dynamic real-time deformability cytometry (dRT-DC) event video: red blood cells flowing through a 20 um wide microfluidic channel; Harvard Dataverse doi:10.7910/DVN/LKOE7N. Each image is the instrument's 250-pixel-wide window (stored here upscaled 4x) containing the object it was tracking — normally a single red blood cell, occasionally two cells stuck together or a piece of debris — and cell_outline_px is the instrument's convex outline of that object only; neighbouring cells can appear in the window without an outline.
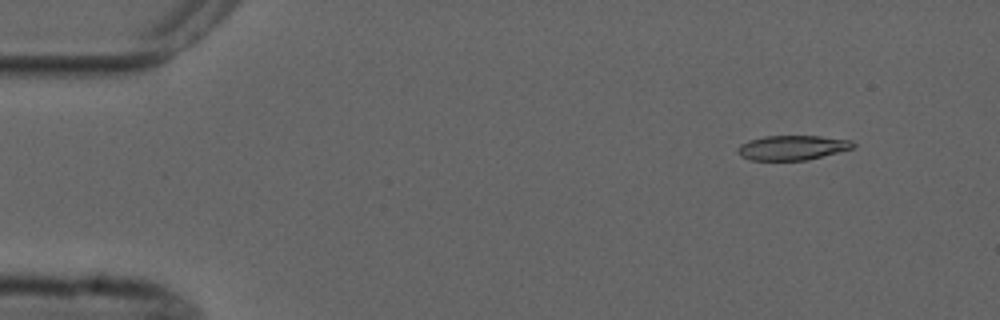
{"species": "common noctule bat (a hibernating species)", "species_latin": "Nyctalus noctula", "temperature_condition": "cold", "stored_images_in_passage": 5, "camera_frame_rate_fps": 3000, "um_per_image_px": 0.085, "animal": {"sex": "male", "forearm_length_mm": 52.5}, "frame": {"image": 1, "passage_image": 1, "time_ms": 0.0, "image_size_px": [1000, 320], "cell_outline_px": [[856, 144], [852, 148], [808, 160], [752, 160], [740, 156], [736, 152], [740, 144], [748, 140], [764, 136], [820, 136], [852, 140]], "centroid_in_image_um": [67.32, 12.55], "position_along_channel_um": 17.7, "area_um2": 16.59}}
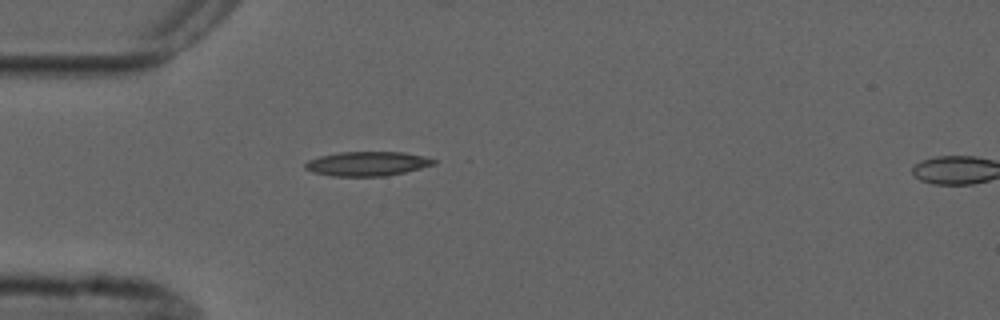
{"frame": {"image": 2, "passage_image": 4, "time_ms": 3.333, "image_size_px": [1000, 320], "cell_outline_px": [[436, 164], [404, 172], [384, 176], [332, 176], [312, 172], [304, 168], [304, 164], [308, 160], [320, 156], [340, 152], [404, 152], [424, 156], [436, 160]], "centroid_in_image_um": [31.2, 13.91], "position_along_channel_um": 53.8, "area_um2": 18.21}}